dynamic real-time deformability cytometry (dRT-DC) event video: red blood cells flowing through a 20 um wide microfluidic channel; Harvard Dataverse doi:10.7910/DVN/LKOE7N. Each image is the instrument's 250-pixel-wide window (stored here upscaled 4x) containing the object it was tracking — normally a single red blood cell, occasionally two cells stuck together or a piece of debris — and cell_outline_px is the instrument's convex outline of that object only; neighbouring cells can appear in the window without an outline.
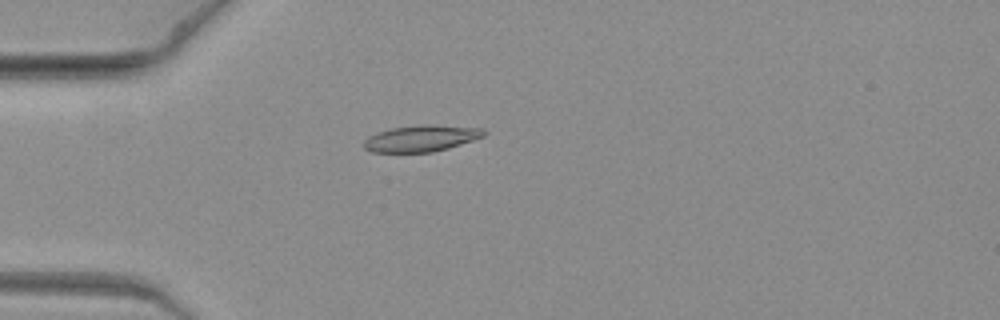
{"species": "common noctule bat (a hibernating species)", "species_latin": "Nyctalus noctula", "temperature_condition": "warm", "stored_images_in_passage": 4, "camera_frame_rate_fps": 3000, "um_per_image_px": 0.085, "animal": {"sex": "female", "body_mass_g": 19.3, "forearm_length_mm": 54.1}, "frame": {"image": 1, "passage_image": 2, "time_ms": 0.333, "image_size_px": [1000, 320], "cell_outline_px": [[488, 132], [484, 136], [448, 148], [432, 152], [372, 152], [364, 148], [364, 140], [368, 136], [376, 132], [392, 128], [424, 124], [428, 124], [484, 128]], "centroid_in_image_um": [35.81, 11.75], "position_along_channel_um": 49.2, "area_um2": 18.5}}
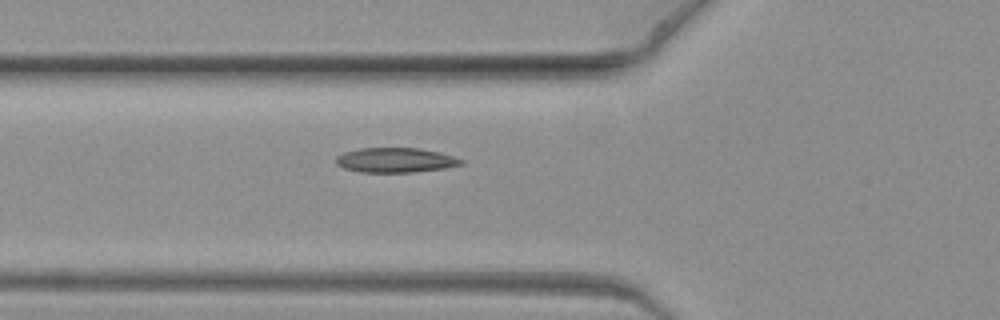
{"frame": {"image": 2, "passage_image": 4, "time_ms": 1.0, "image_size_px": [1000, 320], "cell_outline_px": [[464, 164], [444, 168], [412, 172], [360, 172], [344, 168], [336, 164], [336, 156], [344, 152], [360, 148], [420, 148], [440, 152], [464, 160]], "centroid_in_image_um": [33.61, 13.61], "position_along_channel_um": 92.2, "area_um2": 18.03}}